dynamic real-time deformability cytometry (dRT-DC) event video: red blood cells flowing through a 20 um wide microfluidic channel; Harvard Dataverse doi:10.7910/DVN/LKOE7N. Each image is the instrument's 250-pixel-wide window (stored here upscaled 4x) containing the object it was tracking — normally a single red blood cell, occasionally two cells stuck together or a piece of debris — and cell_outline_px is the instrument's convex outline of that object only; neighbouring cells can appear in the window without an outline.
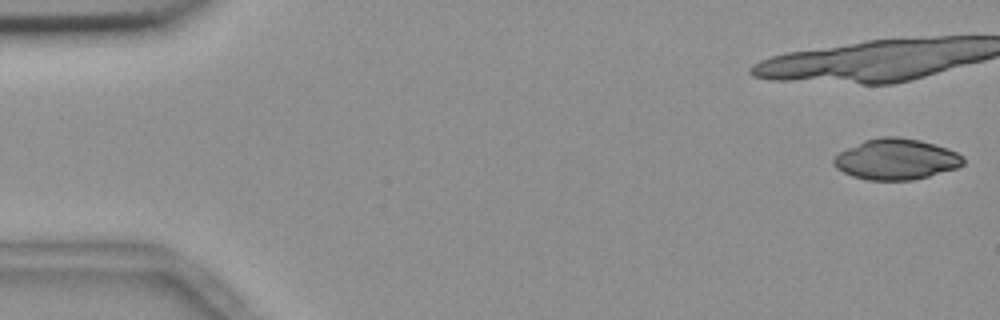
{"species": "common noctule bat (a hibernating species)", "species_latin": "Nyctalus noctula", "temperature_condition": "room temperature", "stored_images_in_passage": 39, "camera_frame_rate_fps": 3000, "um_per_image_px": 0.085, "animal": {"sex": "female", "body_mass_g": 18.4}, "frame": {"image": 1, "passage_image": 1, "time_ms": 0.0, "image_size_px": [1000, 320], "cell_outline_px": [[964, 164], [956, 168], [928, 176], [912, 180], [868, 180], [852, 176], [836, 168], [832, 164], [832, 156], [864, 140], [880, 136], [896, 136], [920, 140], [956, 152], [964, 156]], "centroid_in_image_um": [76.13, 13.53], "position_along_channel_um": 8.9, "area_um2": 30.75}}
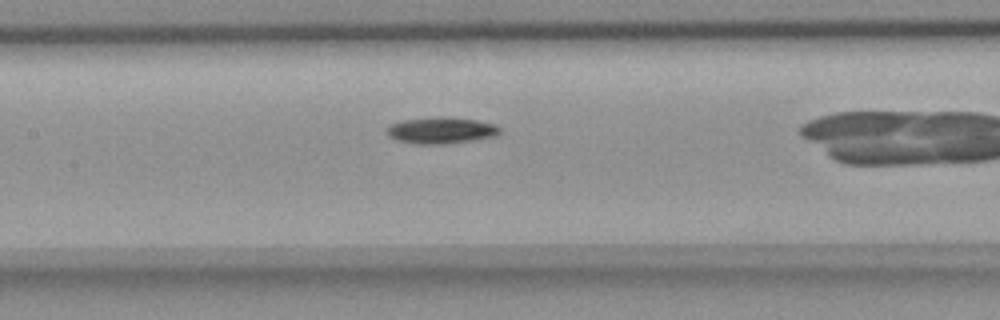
{"frame": {"image": 2, "passage_image": 22, "time_ms": 7.0, "image_size_px": [1000, 320], "cell_outline_px": [[500, 132], [496, 136], [472, 140], [444, 144], [416, 144], [396, 140], [388, 136], [384, 128], [388, 124], [404, 120], [436, 116], [448, 116], [476, 120], [496, 124], [500, 128]], "centroid_in_image_um": [37.45, 11.07], "position_along_channel_um": 170.0, "area_um2": 17.74}}
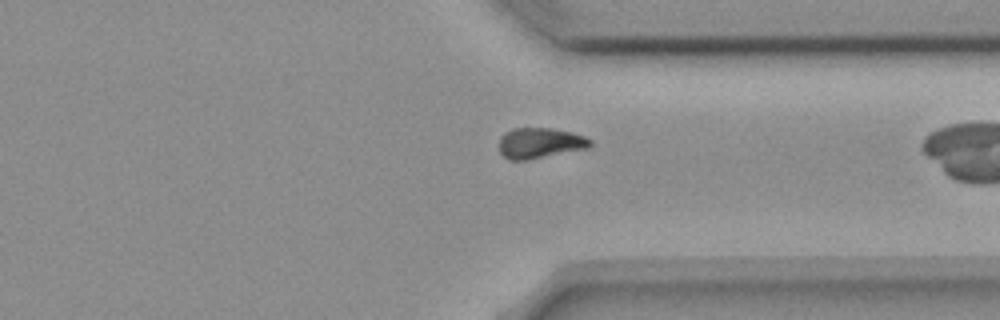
{"frame": {"image": 3, "passage_image": 38, "time_ms": 12.333, "image_size_px": [1000, 320], "cell_outline_px": [[592, 144], [588, 148], [524, 160], [508, 160], [500, 152], [500, 136], [504, 132], [512, 128], [552, 128], [572, 132], [584, 136], [592, 140]], "centroid_in_image_um": [45.89, 12.14], "position_along_channel_um": 365.5, "area_um2": 16.18}}